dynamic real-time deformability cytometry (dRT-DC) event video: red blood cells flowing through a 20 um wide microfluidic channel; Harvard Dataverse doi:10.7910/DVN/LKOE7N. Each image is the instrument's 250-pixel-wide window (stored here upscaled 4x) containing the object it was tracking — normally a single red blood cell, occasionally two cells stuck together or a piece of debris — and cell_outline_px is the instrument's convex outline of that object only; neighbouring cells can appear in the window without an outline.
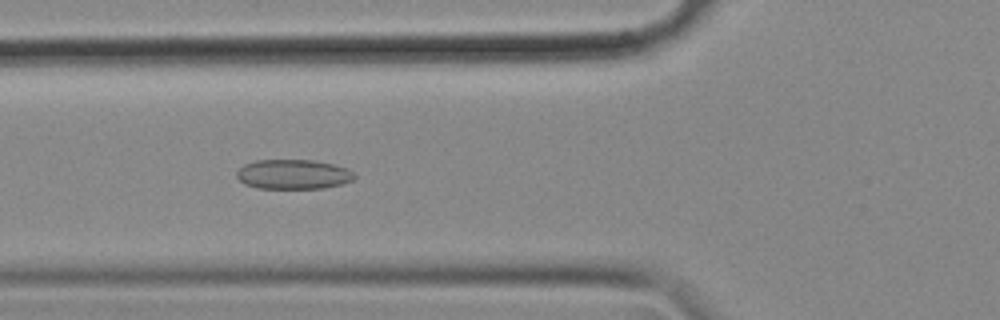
{"species": "common noctule bat (a hibernating species)", "species_latin": "Nyctalus noctula", "temperature_condition": "cold", "stored_images_in_passage": 14, "camera_frame_rate_fps": 3000, "um_per_image_px": 0.085, "animal": {"sex": "female", "body_mass_g": 18.4}, "frame": {"image": 1, "passage_image": 8, "time_ms": 2.333, "image_size_px": [1000, 320], "cell_outline_px": [[356, 176], [352, 180], [340, 184], [324, 188], [256, 188], [244, 184], [236, 176], [236, 172], [244, 164], [256, 160], [312, 160], [332, 164], [348, 168]], "centroid_in_image_um": [24.9, 14.81], "position_along_channel_um": 100.9, "area_um2": 20.29}}